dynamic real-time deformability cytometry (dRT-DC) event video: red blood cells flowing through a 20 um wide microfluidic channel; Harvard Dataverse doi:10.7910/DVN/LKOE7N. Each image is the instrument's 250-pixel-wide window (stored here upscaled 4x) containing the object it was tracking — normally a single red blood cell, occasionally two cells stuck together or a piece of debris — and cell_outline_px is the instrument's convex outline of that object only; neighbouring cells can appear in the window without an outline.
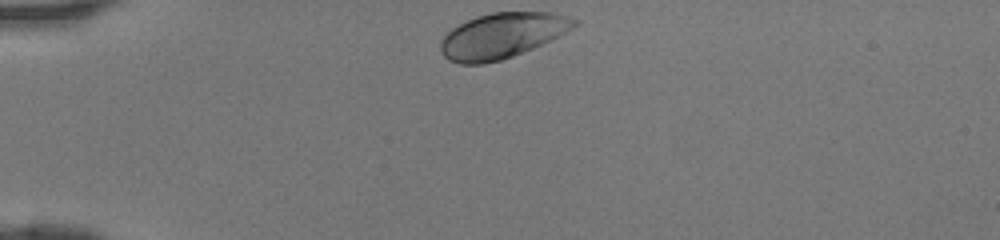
{"species": "human", "species_latin": "Homo sapiens", "temperature_condition": "room temperature", "stored_images_in_passage": 29, "camera_frame_rate_fps": 3000, "um_per_image_px": 0.085, "donor": {"sex": "female"}, "frame": {"image": 1, "passage_image": 1, "time_ms": 0.0, "image_size_px": [1000, 240], "cell_outline_px": [[580, 24], [552, 40], [512, 56], [500, 60], [484, 64], [460, 64], [448, 60], [440, 52], [440, 40], [444, 32], [476, 16], [492, 12], [552, 12], [568, 16], [580, 20]], "centroid_in_image_um": [42.67, 3.02], "position_along_channel_um": 42.3, "area_um2": 35.66}}
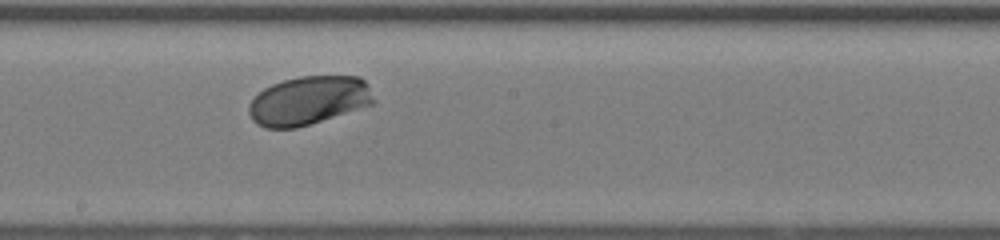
{"frame": {"image": 2, "passage_image": 16, "time_ms": 5.0, "image_size_px": [1000, 240], "cell_outline_px": [[376, 100], [372, 104], [296, 128], [264, 128], [256, 124], [252, 120], [248, 112], [248, 104], [264, 88], [272, 84], [284, 80], [300, 76], [360, 76], [368, 84]], "centroid_in_image_um": [26.22, 8.54], "position_along_channel_um": 222.0, "area_um2": 35.32}}
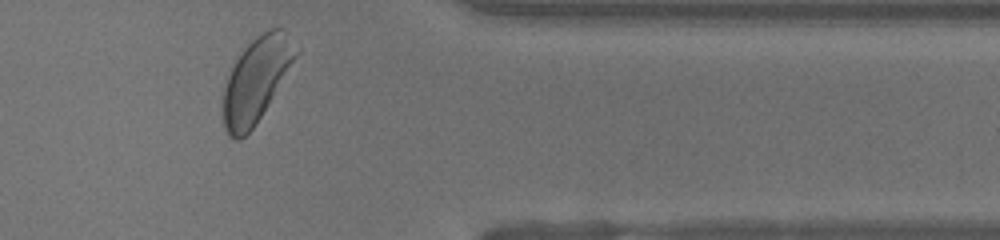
{"frame": {"image": 3, "passage_image": 28, "time_ms": 9.0, "image_size_px": [1000, 240], "cell_outline_px": [[300, 52], [260, 116], [252, 128], [240, 140], [236, 140], [228, 136], [224, 128], [220, 112], [224, 88], [228, 76], [236, 60], [244, 48], [256, 36], [272, 28], [284, 28], [300, 48]], "centroid_in_image_um": [21.76, 6.78], "position_along_channel_um": 389.6, "area_um2": 35.78}}